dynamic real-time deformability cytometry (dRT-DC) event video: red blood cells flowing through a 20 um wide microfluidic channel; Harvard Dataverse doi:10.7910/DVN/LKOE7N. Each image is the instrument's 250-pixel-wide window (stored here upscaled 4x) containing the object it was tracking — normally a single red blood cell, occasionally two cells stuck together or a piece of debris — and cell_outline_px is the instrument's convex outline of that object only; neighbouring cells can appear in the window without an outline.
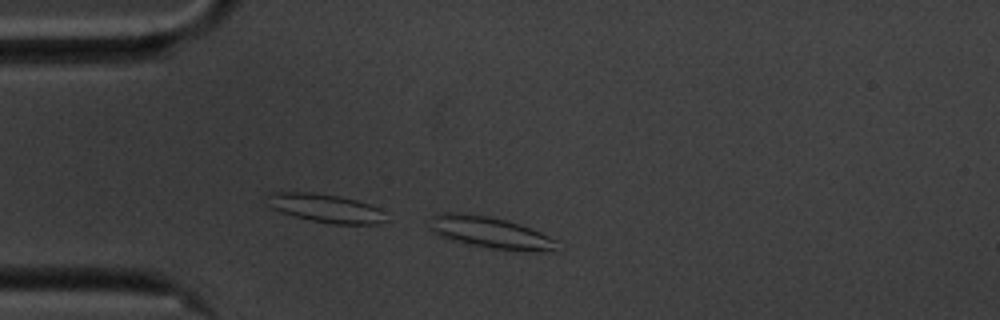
{"species": "common noctule bat (a hibernating species)", "species_latin": "Nyctalus noctula", "temperature_condition": "cold", "stored_images_in_passage": 34, "camera_frame_rate_fps": 3000, "um_per_image_px": 0.085, "animal": {"sex": "male", "body_mass_g": 20.1, "forearm_length_mm": 53.5}, "frame": {"image": 1, "passage_image": 1, "time_ms": 0.0, "image_size_px": [1000, 320], "cell_outline_px": [[556, 240], [552, 248], [492, 248], [472, 244], [440, 236], [432, 232], [428, 228], [432, 216], [440, 212], [460, 212], [484, 216], [504, 220], [540, 232]], "centroid_in_image_um": [41.42, 19.68], "position_along_channel_um": 43.6, "area_um2": 21.68}}
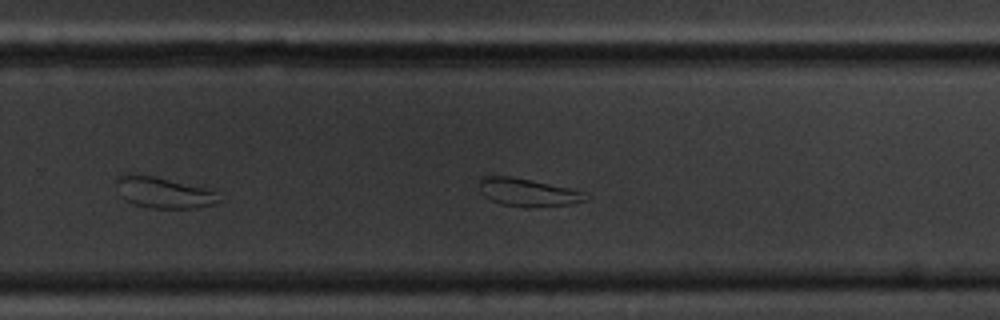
{"frame": {"image": 2, "passage_image": 24, "time_ms": 7.667, "image_size_px": [1000, 320], "cell_outline_px": [[592, 196], [588, 200], [568, 204], [532, 208], [524, 208], [500, 204], [484, 196], [480, 192], [480, 176], [512, 176], [568, 188]], "centroid_in_image_um": [44.84, 16.37], "position_along_channel_um": 285.0, "area_um2": 17.34}}
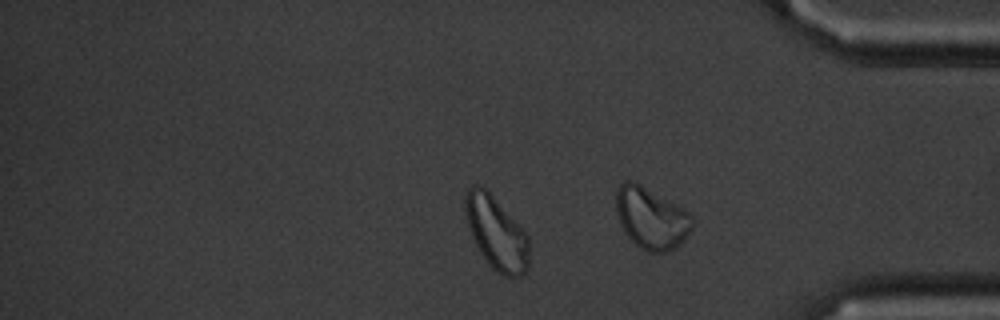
{"frame": {"image": 3, "passage_image": 33, "time_ms": 10.667, "image_size_px": [1000, 320], "cell_outline_px": [[528, 268], [520, 276], [504, 276], [492, 268], [488, 264], [480, 252], [472, 236], [464, 212], [464, 196], [468, 188], [472, 184], [480, 184], [492, 196], [528, 236]], "centroid_in_image_um": [42.15, 19.8], "position_along_channel_um": 393.1, "area_um2": 26.65}, "authors_computed_cell_mechanics": {"area_um2": 18.5538, "velocity_mm_per_s": 3.4408, "shape_relaxation_time_tau1_ms": null, "shape_relaxation_time_tau2_ms": 4.5493, "deformation_change_tau1": null, "deformation_change_tau2": 0.1091}}